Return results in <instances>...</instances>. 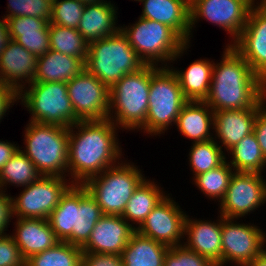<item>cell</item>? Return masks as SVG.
Returning <instances> with one entry per match:
<instances>
[{
  "label": "cell",
  "mask_w": 266,
  "mask_h": 266,
  "mask_svg": "<svg viewBox=\"0 0 266 266\" xmlns=\"http://www.w3.org/2000/svg\"><path fill=\"white\" fill-rule=\"evenodd\" d=\"M19 149V144L0 139V171Z\"/></svg>",
  "instance_id": "obj_45"
},
{
  "label": "cell",
  "mask_w": 266,
  "mask_h": 266,
  "mask_svg": "<svg viewBox=\"0 0 266 266\" xmlns=\"http://www.w3.org/2000/svg\"><path fill=\"white\" fill-rule=\"evenodd\" d=\"M13 224L15 229L10 235L25 260L59 242L47 219L16 218Z\"/></svg>",
  "instance_id": "obj_23"
},
{
  "label": "cell",
  "mask_w": 266,
  "mask_h": 266,
  "mask_svg": "<svg viewBox=\"0 0 266 266\" xmlns=\"http://www.w3.org/2000/svg\"><path fill=\"white\" fill-rule=\"evenodd\" d=\"M164 266H216L205 257L188 250L183 245L169 247Z\"/></svg>",
  "instance_id": "obj_39"
},
{
  "label": "cell",
  "mask_w": 266,
  "mask_h": 266,
  "mask_svg": "<svg viewBox=\"0 0 266 266\" xmlns=\"http://www.w3.org/2000/svg\"><path fill=\"white\" fill-rule=\"evenodd\" d=\"M221 57L204 102L213 111L255 108L266 97V83L231 45L225 44Z\"/></svg>",
  "instance_id": "obj_2"
},
{
  "label": "cell",
  "mask_w": 266,
  "mask_h": 266,
  "mask_svg": "<svg viewBox=\"0 0 266 266\" xmlns=\"http://www.w3.org/2000/svg\"><path fill=\"white\" fill-rule=\"evenodd\" d=\"M187 214L184 227L183 246L188 250L210 260L216 266H222V215L218 219L201 220L190 218ZM186 237V238H185Z\"/></svg>",
  "instance_id": "obj_18"
},
{
  "label": "cell",
  "mask_w": 266,
  "mask_h": 266,
  "mask_svg": "<svg viewBox=\"0 0 266 266\" xmlns=\"http://www.w3.org/2000/svg\"><path fill=\"white\" fill-rule=\"evenodd\" d=\"M41 176L35 164L19 149L0 171V191L6 192L7 185L25 187Z\"/></svg>",
  "instance_id": "obj_32"
},
{
  "label": "cell",
  "mask_w": 266,
  "mask_h": 266,
  "mask_svg": "<svg viewBox=\"0 0 266 266\" xmlns=\"http://www.w3.org/2000/svg\"><path fill=\"white\" fill-rule=\"evenodd\" d=\"M120 29L145 65L172 66L191 45L167 25L142 17L132 25L123 24Z\"/></svg>",
  "instance_id": "obj_4"
},
{
  "label": "cell",
  "mask_w": 266,
  "mask_h": 266,
  "mask_svg": "<svg viewBox=\"0 0 266 266\" xmlns=\"http://www.w3.org/2000/svg\"><path fill=\"white\" fill-rule=\"evenodd\" d=\"M102 215L100 206L87 189L73 184L47 220L59 241L82 248Z\"/></svg>",
  "instance_id": "obj_3"
},
{
  "label": "cell",
  "mask_w": 266,
  "mask_h": 266,
  "mask_svg": "<svg viewBox=\"0 0 266 266\" xmlns=\"http://www.w3.org/2000/svg\"><path fill=\"white\" fill-rule=\"evenodd\" d=\"M198 0H187L189 6L191 7Z\"/></svg>",
  "instance_id": "obj_49"
},
{
  "label": "cell",
  "mask_w": 266,
  "mask_h": 266,
  "mask_svg": "<svg viewBox=\"0 0 266 266\" xmlns=\"http://www.w3.org/2000/svg\"><path fill=\"white\" fill-rule=\"evenodd\" d=\"M231 46L266 83V2L252 5L246 25Z\"/></svg>",
  "instance_id": "obj_17"
},
{
  "label": "cell",
  "mask_w": 266,
  "mask_h": 266,
  "mask_svg": "<svg viewBox=\"0 0 266 266\" xmlns=\"http://www.w3.org/2000/svg\"><path fill=\"white\" fill-rule=\"evenodd\" d=\"M18 102V93L11 87L0 81V123L4 116L10 112V108Z\"/></svg>",
  "instance_id": "obj_43"
},
{
  "label": "cell",
  "mask_w": 266,
  "mask_h": 266,
  "mask_svg": "<svg viewBox=\"0 0 266 266\" xmlns=\"http://www.w3.org/2000/svg\"><path fill=\"white\" fill-rule=\"evenodd\" d=\"M222 216V266H247L266 244V233L254 223Z\"/></svg>",
  "instance_id": "obj_13"
},
{
  "label": "cell",
  "mask_w": 266,
  "mask_h": 266,
  "mask_svg": "<svg viewBox=\"0 0 266 266\" xmlns=\"http://www.w3.org/2000/svg\"><path fill=\"white\" fill-rule=\"evenodd\" d=\"M191 144L188 164L193 174L192 178L220 166L226 159H229L213 138Z\"/></svg>",
  "instance_id": "obj_34"
},
{
  "label": "cell",
  "mask_w": 266,
  "mask_h": 266,
  "mask_svg": "<svg viewBox=\"0 0 266 266\" xmlns=\"http://www.w3.org/2000/svg\"><path fill=\"white\" fill-rule=\"evenodd\" d=\"M83 4H90V3H98V2H103L106 0H79Z\"/></svg>",
  "instance_id": "obj_48"
},
{
  "label": "cell",
  "mask_w": 266,
  "mask_h": 266,
  "mask_svg": "<svg viewBox=\"0 0 266 266\" xmlns=\"http://www.w3.org/2000/svg\"><path fill=\"white\" fill-rule=\"evenodd\" d=\"M169 247L135 231L121 253L123 266H164Z\"/></svg>",
  "instance_id": "obj_30"
},
{
  "label": "cell",
  "mask_w": 266,
  "mask_h": 266,
  "mask_svg": "<svg viewBox=\"0 0 266 266\" xmlns=\"http://www.w3.org/2000/svg\"><path fill=\"white\" fill-rule=\"evenodd\" d=\"M5 19L8 23L10 38L30 53L39 57L50 50L49 22L47 20L29 16Z\"/></svg>",
  "instance_id": "obj_25"
},
{
  "label": "cell",
  "mask_w": 266,
  "mask_h": 266,
  "mask_svg": "<svg viewBox=\"0 0 266 266\" xmlns=\"http://www.w3.org/2000/svg\"><path fill=\"white\" fill-rule=\"evenodd\" d=\"M13 219L12 197L0 191V236H3Z\"/></svg>",
  "instance_id": "obj_42"
},
{
  "label": "cell",
  "mask_w": 266,
  "mask_h": 266,
  "mask_svg": "<svg viewBox=\"0 0 266 266\" xmlns=\"http://www.w3.org/2000/svg\"><path fill=\"white\" fill-rule=\"evenodd\" d=\"M117 130L110 119L78 121L69 127L68 177L73 184L83 185L124 158Z\"/></svg>",
  "instance_id": "obj_1"
},
{
  "label": "cell",
  "mask_w": 266,
  "mask_h": 266,
  "mask_svg": "<svg viewBox=\"0 0 266 266\" xmlns=\"http://www.w3.org/2000/svg\"><path fill=\"white\" fill-rule=\"evenodd\" d=\"M114 5L108 0L85 4L77 30L88 43L114 35L120 30L121 25L117 23L118 7Z\"/></svg>",
  "instance_id": "obj_24"
},
{
  "label": "cell",
  "mask_w": 266,
  "mask_h": 266,
  "mask_svg": "<svg viewBox=\"0 0 266 266\" xmlns=\"http://www.w3.org/2000/svg\"><path fill=\"white\" fill-rule=\"evenodd\" d=\"M143 5L139 17L161 22L191 44L190 6L187 0H136Z\"/></svg>",
  "instance_id": "obj_22"
},
{
  "label": "cell",
  "mask_w": 266,
  "mask_h": 266,
  "mask_svg": "<svg viewBox=\"0 0 266 266\" xmlns=\"http://www.w3.org/2000/svg\"><path fill=\"white\" fill-rule=\"evenodd\" d=\"M25 88L18 93V103L31 114L29 121L66 128L79 121L69 99L66 83L32 82Z\"/></svg>",
  "instance_id": "obj_10"
},
{
  "label": "cell",
  "mask_w": 266,
  "mask_h": 266,
  "mask_svg": "<svg viewBox=\"0 0 266 266\" xmlns=\"http://www.w3.org/2000/svg\"><path fill=\"white\" fill-rule=\"evenodd\" d=\"M19 147L42 176L68 177L69 128L28 121Z\"/></svg>",
  "instance_id": "obj_6"
},
{
  "label": "cell",
  "mask_w": 266,
  "mask_h": 266,
  "mask_svg": "<svg viewBox=\"0 0 266 266\" xmlns=\"http://www.w3.org/2000/svg\"><path fill=\"white\" fill-rule=\"evenodd\" d=\"M85 69V62L78 57L49 50L37 60L36 75L32 82L68 83Z\"/></svg>",
  "instance_id": "obj_27"
},
{
  "label": "cell",
  "mask_w": 266,
  "mask_h": 266,
  "mask_svg": "<svg viewBox=\"0 0 266 266\" xmlns=\"http://www.w3.org/2000/svg\"><path fill=\"white\" fill-rule=\"evenodd\" d=\"M153 65L123 76L110 88L108 119L119 129L135 131L145 124Z\"/></svg>",
  "instance_id": "obj_5"
},
{
  "label": "cell",
  "mask_w": 266,
  "mask_h": 266,
  "mask_svg": "<svg viewBox=\"0 0 266 266\" xmlns=\"http://www.w3.org/2000/svg\"><path fill=\"white\" fill-rule=\"evenodd\" d=\"M66 85L79 121L108 119L110 89L95 75L84 69Z\"/></svg>",
  "instance_id": "obj_15"
},
{
  "label": "cell",
  "mask_w": 266,
  "mask_h": 266,
  "mask_svg": "<svg viewBox=\"0 0 266 266\" xmlns=\"http://www.w3.org/2000/svg\"><path fill=\"white\" fill-rule=\"evenodd\" d=\"M226 154H228V157L230 156L229 158L231 159L227 160V162L235 172H265L266 158L253 132L239 141Z\"/></svg>",
  "instance_id": "obj_31"
},
{
  "label": "cell",
  "mask_w": 266,
  "mask_h": 266,
  "mask_svg": "<svg viewBox=\"0 0 266 266\" xmlns=\"http://www.w3.org/2000/svg\"><path fill=\"white\" fill-rule=\"evenodd\" d=\"M200 58L192 62L186 70L169 66L178 78L183 95L188 101H204L208 95L212 79L214 61Z\"/></svg>",
  "instance_id": "obj_29"
},
{
  "label": "cell",
  "mask_w": 266,
  "mask_h": 266,
  "mask_svg": "<svg viewBox=\"0 0 266 266\" xmlns=\"http://www.w3.org/2000/svg\"><path fill=\"white\" fill-rule=\"evenodd\" d=\"M253 133L257 138L264 157L266 158V105L257 113Z\"/></svg>",
  "instance_id": "obj_44"
},
{
  "label": "cell",
  "mask_w": 266,
  "mask_h": 266,
  "mask_svg": "<svg viewBox=\"0 0 266 266\" xmlns=\"http://www.w3.org/2000/svg\"><path fill=\"white\" fill-rule=\"evenodd\" d=\"M73 185L68 178L41 176L12 197L13 218L48 219L61 197Z\"/></svg>",
  "instance_id": "obj_11"
},
{
  "label": "cell",
  "mask_w": 266,
  "mask_h": 266,
  "mask_svg": "<svg viewBox=\"0 0 266 266\" xmlns=\"http://www.w3.org/2000/svg\"><path fill=\"white\" fill-rule=\"evenodd\" d=\"M126 161L122 159L83 184L103 214L122 216L130 197L146 178L137 165Z\"/></svg>",
  "instance_id": "obj_9"
},
{
  "label": "cell",
  "mask_w": 266,
  "mask_h": 266,
  "mask_svg": "<svg viewBox=\"0 0 266 266\" xmlns=\"http://www.w3.org/2000/svg\"><path fill=\"white\" fill-rule=\"evenodd\" d=\"M175 127L192 143L210 140L214 136V111L204 101H188L181 109Z\"/></svg>",
  "instance_id": "obj_26"
},
{
  "label": "cell",
  "mask_w": 266,
  "mask_h": 266,
  "mask_svg": "<svg viewBox=\"0 0 266 266\" xmlns=\"http://www.w3.org/2000/svg\"><path fill=\"white\" fill-rule=\"evenodd\" d=\"M135 231L122 216L103 214L82 252L121 255Z\"/></svg>",
  "instance_id": "obj_19"
},
{
  "label": "cell",
  "mask_w": 266,
  "mask_h": 266,
  "mask_svg": "<svg viewBox=\"0 0 266 266\" xmlns=\"http://www.w3.org/2000/svg\"><path fill=\"white\" fill-rule=\"evenodd\" d=\"M82 266H123L121 255L82 253Z\"/></svg>",
  "instance_id": "obj_41"
},
{
  "label": "cell",
  "mask_w": 266,
  "mask_h": 266,
  "mask_svg": "<svg viewBox=\"0 0 266 266\" xmlns=\"http://www.w3.org/2000/svg\"><path fill=\"white\" fill-rule=\"evenodd\" d=\"M7 11L2 17L29 16L45 19L51 18L53 0H8ZM6 15V16H5Z\"/></svg>",
  "instance_id": "obj_38"
},
{
  "label": "cell",
  "mask_w": 266,
  "mask_h": 266,
  "mask_svg": "<svg viewBox=\"0 0 266 266\" xmlns=\"http://www.w3.org/2000/svg\"><path fill=\"white\" fill-rule=\"evenodd\" d=\"M265 105L266 97L255 108L214 111L213 139L224 152L253 132L257 113Z\"/></svg>",
  "instance_id": "obj_20"
},
{
  "label": "cell",
  "mask_w": 266,
  "mask_h": 266,
  "mask_svg": "<svg viewBox=\"0 0 266 266\" xmlns=\"http://www.w3.org/2000/svg\"><path fill=\"white\" fill-rule=\"evenodd\" d=\"M173 199L168 193L136 231L168 247L181 246L187 213Z\"/></svg>",
  "instance_id": "obj_16"
},
{
  "label": "cell",
  "mask_w": 266,
  "mask_h": 266,
  "mask_svg": "<svg viewBox=\"0 0 266 266\" xmlns=\"http://www.w3.org/2000/svg\"><path fill=\"white\" fill-rule=\"evenodd\" d=\"M82 249L59 241L54 247L30 256L25 266H82Z\"/></svg>",
  "instance_id": "obj_35"
},
{
  "label": "cell",
  "mask_w": 266,
  "mask_h": 266,
  "mask_svg": "<svg viewBox=\"0 0 266 266\" xmlns=\"http://www.w3.org/2000/svg\"><path fill=\"white\" fill-rule=\"evenodd\" d=\"M156 183L154 179L150 180L146 177L136 188L126 204L122 217L131 224L135 230L141 226L151 211L167 195V193H165L166 191L159 186L161 184Z\"/></svg>",
  "instance_id": "obj_28"
},
{
  "label": "cell",
  "mask_w": 266,
  "mask_h": 266,
  "mask_svg": "<svg viewBox=\"0 0 266 266\" xmlns=\"http://www.w3.org/2000/svg\"><path fill=\"white\" fill-rule=\"evenodd\" d=\"M144 65L121 29L114 35L88 43L85 69L109 89L124 75Z\"/></svg>",
  "instance_id": "obj_7"
},
{
  "label": "cell",
  "mask_w": 266,
  "mask_h": 266,
  "mask_svg": "<svg viewBox=\"0 0 266 266\" xmlns=\"http://www.w3.org/2000/svg\"><path fill=\"white\" fill-rule=\"evenodd\" d=\"M37 60V56L11 39L0 55V81L19 93L34 80Z\"/></svg>",
  "instance_id": "obj_21"
},
{
  "label": "cell",
  "mask_w": 266,
  "mask_h": 266,
  "mask_svg": "<svg viewBox=\"0 0 266 266\" xmlns=\"http://www.w3.org/2000/svg\"><path fill=\"white\" fill-rule=\"evenodd\" d=\"M262 173L234 172L218 212L227 218H243L266 203V179Z\"/></svg>",
  "instance_id": "obj_14"
},
{
  "label": "cell",
  "mask_w": 266,
  "mask_h": 266,
  "mask_svg": "<svg viewBox=\"0 0 266 266\" xmlns=\"http://www.w3.org/2000/svg\"><path fill=\"white\" fill-rule=\"evenodd\" d=\"M25 261L12 236H0V266H25Z\"/></svg>",
  "instance_id": "obj_40"
},
{
  "label": "cell",
  "mask_w": 266,
  "mask_h": 266,
  "mask_svg": "<svg viewBox=\"0 0 266 266\" xmlns=\"http://www.w3.org/2000/svg\"><path fill=\"white\" fill-rule=\"evenodd\" d=\"M50 49L86 61L88 42L75 28L49 23Z\"/></svg>",
  "instance_id": "obj_33"
},
{
  "label": "cell",
  "mask_w": 266,
  "mask_h": 266,
  "mask_svg": "<svg viewBox=\"0 0 266 266\" xmlns=\"http://www.w3.org/2000/svg\"><path fill=\"white\" fill-rule=\"evenodd\" d=\"M247 266H266V245L263 249Z\"/></svg>",
  "instance_id": "obj_47"
},
{
  "label": "cell",
  "mask_w": 266,
  "mask_h": 266,
  "mask_svg": "<svg viewBox=\"0 0 266 266\" xmlns=\"http://www.w3.org/2000/svg\"><path fill=\"white\" fill-rule=\"evenodd\" d=\"M187 102L172 69L153 65L146 122L138 131L152 137L164 135Z\"/></svg>",
  "instance_id": "obj_8"
},
{
  "label": "cell",
  "mask_w": 266,
  "mask_h": 266,
  "mask_svg": "<svg viewBox=\"0 0 266 266\" xmlns=\"http://www.w3.org/2000/svg\"><path fill=\"white\" fill-rule=\"evenodd\" d=\"M235 170L227 159L218 167L198 174L193 178L194 186L201 190L207 198L219 202L224 198L229 182ZM215 199V200H214Z\"/></svg>",
  "instance_id": "obj_36"
},
{
  "label": "cell",
  "mask_w": 266,
  "mask_h": 266,
  "mask_svg": "<svg viewBox=\"0 0 266 266\" xmlns=\"http://www.w3.org/2000/svg\"><path fill=\"white\" fill-rule=\"evenodd\" d=\"M84 6L79 0H53L49 23L77 29Z\"/></svg>",
  "instance_id": "obj_37"
},
{
  "label": "cell",
  "mask_w": 266,
  "mask_h": 266,
  "mask_svg": "<svg viewBox=\"0 0 266 266\" xmlns=\"http://www.w3.org/2000/svg\"><path fill=\"white\" fill-rule=\"evenodd\" d=\"M257 0H198L190 7L191 39L200 20H206L229 34L231 45L240 35L247 22L252 5ZM197 23V24H196ZM196 24V25H195Z\"/></svg>",
  "instance_id": "obj_12"
},
{
  "label": "cell",
  "mask_w": 266,
  "mask_h": 266,
  "mask_svg": "<svg viewBox=\"0 0 266 266\" xmlns=\"http://www.w3.org/2000/svg\"><path fill=\"white\" fill-rule=\"evenodd\" d=\"M0 19V55L5 50L11 40L7 20L3 17Z\"/></svg>",
  "instance_id": "obj_46"
}]
</instances>
